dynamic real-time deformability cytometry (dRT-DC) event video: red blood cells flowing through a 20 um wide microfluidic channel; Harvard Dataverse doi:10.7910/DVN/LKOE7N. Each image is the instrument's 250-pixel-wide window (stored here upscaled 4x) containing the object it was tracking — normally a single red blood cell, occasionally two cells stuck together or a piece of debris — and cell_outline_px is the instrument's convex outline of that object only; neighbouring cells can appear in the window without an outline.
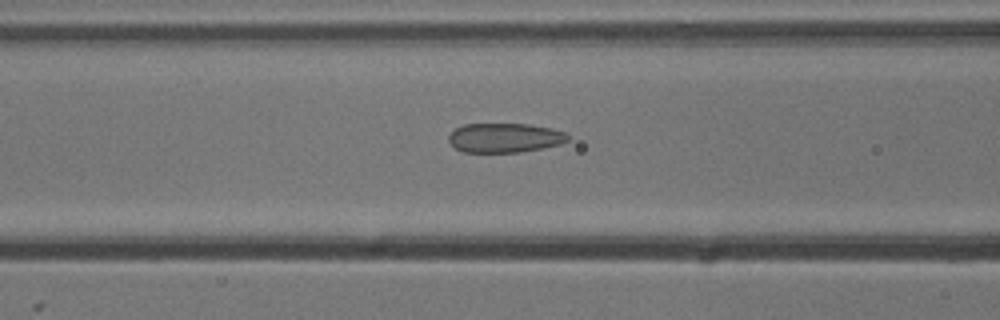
{"species": "common noctule bat (a hibernating species)", "species_latin": "Nyctalus noctula", "temperature_condition": "cold", "stored_images_in_passage": 7, "camera_frame_rate_fps": 3000, "um_per_image_px": 0.085, "animal": {"sex": "male", "body_mass_g": 13.3}, "frame": {"image": 1, "passage_image": 5, "time_ms": 1.333, "image_size_px": [1000, 320], "cell_outline_px": [[568, 140], [560, 144], [520, 152], [464, 152], [456, 148], [448, 140], [448, 136], [456, 128], [464, 124], [528, 124], [552, 128], [564, 132], [568, 136]], "centroid_in_image_um": [42.89, 11.71], "position_along_channel_um": 123.7, "area_um2": 20.23}}